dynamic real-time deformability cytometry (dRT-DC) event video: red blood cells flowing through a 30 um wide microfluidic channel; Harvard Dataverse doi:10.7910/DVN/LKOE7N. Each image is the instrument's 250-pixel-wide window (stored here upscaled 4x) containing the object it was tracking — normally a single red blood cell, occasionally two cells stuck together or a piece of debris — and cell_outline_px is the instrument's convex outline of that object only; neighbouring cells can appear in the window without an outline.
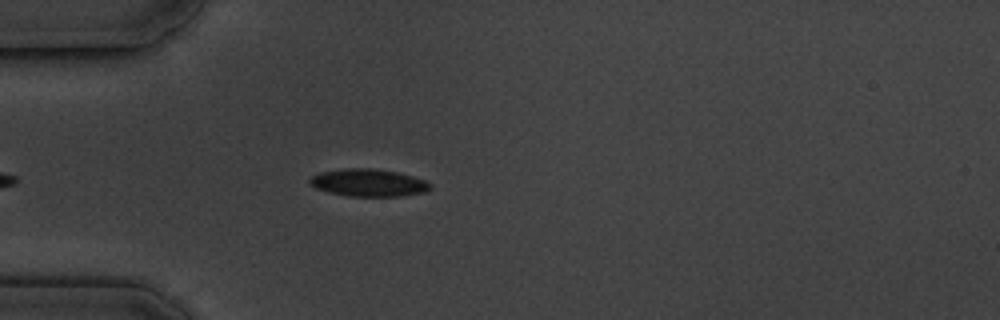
{"species": "common noctule bat (a hibernating species)", "species_latin": "Nyctalus noctula", "temperature_condition": "cold", "stored_images_in_passage": 1, "camera_frame_rate_fps": 3000, "um_per_image_px": 0.085, "animal": {"sex": "male", "body_mass_g": 19.5, "forearm_length_mm": 54.6}, "frame": {"image": 1, "passage_image": 1, "time_ms": 0.0, "image_size_px": [1000, 320], "cell_outline_px": [[432, 188], [424, 192], [400, 196], [348, 196], [328, 192], [316, 188], [308, 184], [308, 180], [312, 176], [320, 172], [344, 168], [372, 168], [396, 172], [412, 176], [424, 180], [432, 184]], "centroid_in_image_um": [31.29, 15.53], "position_along_channel_um": 53.7, "area_um2": 19.31}}